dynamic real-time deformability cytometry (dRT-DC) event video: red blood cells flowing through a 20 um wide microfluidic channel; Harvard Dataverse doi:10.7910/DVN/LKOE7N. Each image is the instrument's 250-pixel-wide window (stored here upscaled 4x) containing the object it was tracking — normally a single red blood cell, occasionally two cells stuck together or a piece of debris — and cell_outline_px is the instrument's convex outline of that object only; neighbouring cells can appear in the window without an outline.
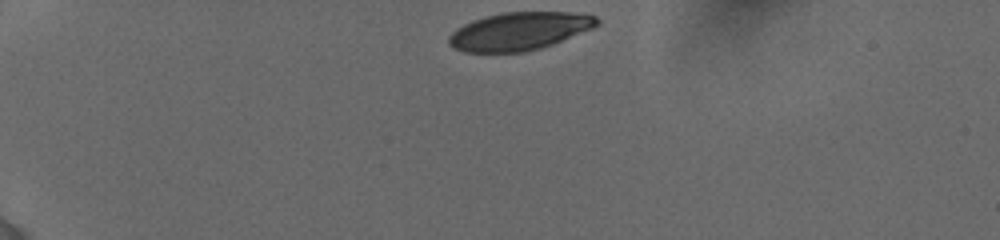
{"species": "human", "species_latin": "Homo sapiens", "temperature_condition": "cold", "stored_images_in_passage": 9, "camera_frame_rate_fps": 3000, "um_per_image_px": 0.085, "donor": {"sex": "female"}, "frame": {"image": 1, "passage_image": 1, "time_ms": 0.0, "image_size_px": [1000, 240], "cell_outline_px": [[600, 24], [592, 28], [552, 44], [540, 48], [524, 52], [464, 52], [448, 44], [448, 36], [456, 28], [472, 20], [504, 12], [568, 12], [596, 16], [600, 20]], "centroid_in_image_um": [44.12, 2.65], "position_along_channel_um": 40.9, "area_um2": 32.54}}
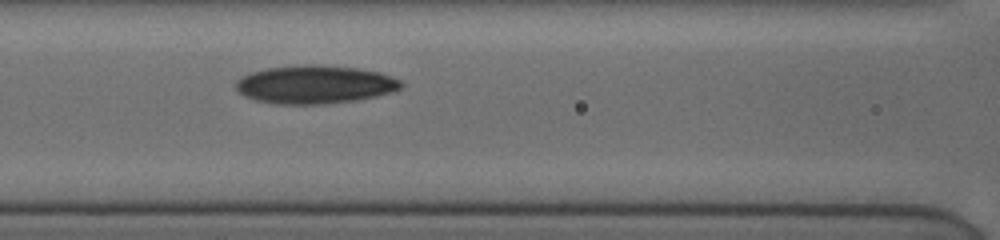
{"frame": {"image": 2, "passage_image": 8, "time_ms": 4.333, "image_size_px": [1000, 240], "cell_outline_px": [[404, 84], [400, 88], [392, 92], [376, 96], [356, 100], [324, 104], [280, 104], [256, 100], [244, 96], [236, 88], [236, 80], [252, 72], [268, 68], [300, 64], [316, 64], [356, 68], [380, 72], [392, 76], [400, 80]], "centroid_in_image_um": [26.79, 7.18], "position_along_channel_um": 139.8, "area_um2": 36.82}}
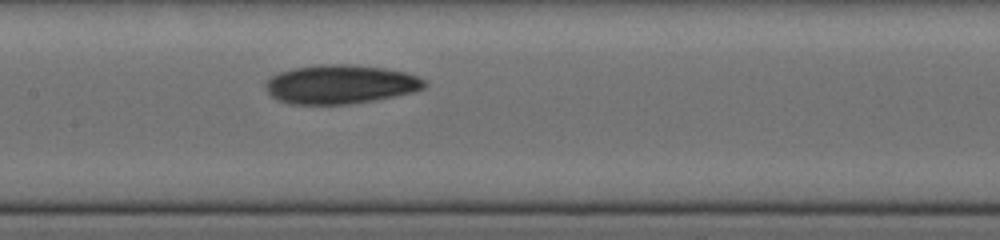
{"frame": {"image": 3, "passage_image": 9, "time_ms": 5.333, "image_size_px": [1000, 240], "cell_outline_px": [[428, 84], [424, 88], [416, 92], [372, 100], [348, 104], [288, 104], [276, 100], [264, 88], [264, 84], [272, 76], [280, 72], [292, 68], [320, 64], [348, 64], [384, 68], [404, 72], [428, 80]], "centroid_in_image_um": [28.93, 7.17], "position_along_channel_um": 178.5, "area_um2": 36.24}}